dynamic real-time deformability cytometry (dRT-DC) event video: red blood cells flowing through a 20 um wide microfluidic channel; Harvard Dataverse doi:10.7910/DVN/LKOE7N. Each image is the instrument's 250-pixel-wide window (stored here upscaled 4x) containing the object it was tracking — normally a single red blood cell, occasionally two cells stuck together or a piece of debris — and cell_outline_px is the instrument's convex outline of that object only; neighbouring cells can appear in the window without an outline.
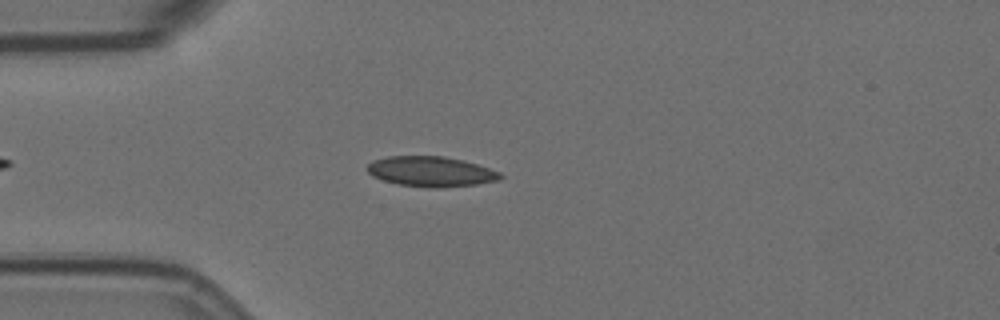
{"species": "Egyptian fruit bat (a non-hibernating species)", "species_latin": "Rousettus aegyptiacus", "temperature_condition": "room temperature", "stored_images_in_passage": 47, "camera_frame_rate_fps": 3000, "um_per_image_px": 0.085, "animal": {"sex": "female"}, "frame": {"image": 1, "passage_image": 9, "time_ms": 2.667, "image_size_px": [1000, 320], "cell_outline_px": [[504, 176], [500, 180], [476, 184], [440, 188], [428, 188], [400, 184], [384, 180], [372, 176], [364, 168], [372, 160], [388, 156], [444, 156], [464, 160], [500, 172]], "centroid_in_image_um": [36.62, 14.58], "position_along_channel_um": 48.4, "area_um2": 23.52}}
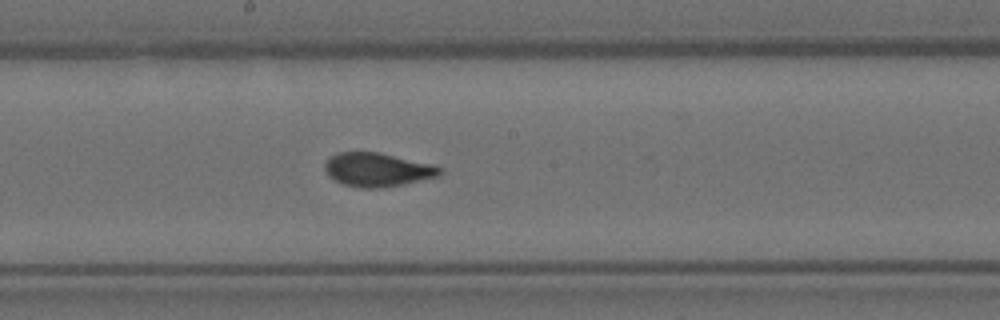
{"frame": {"image": 2, "passage_image": 24, "time_ms": 7.667, "image_size_px": [1000, 320], "cell_outline_px": [[444, 172], [440, 176], [404, 184], [380, 188], [360, 188], [344, 184], [328, 176], [324, 168], [324, 164], [328, 156], [336, 152], [380, 152], [432, 164], [444, 168]], "centroid_in_image_um": [32.09, 14.41], "position_along_channel_um": 216.1, "area_um2": 22.95}}
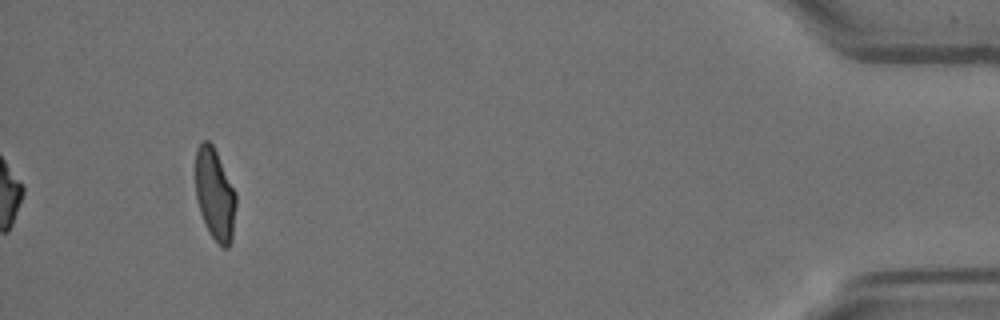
{"frame": {"image": 3, "passage_image": 47, "time_ms": 15.333, "image_size_px": [1000, 320], "cell_outline_px": [[236, 204], [232, 240], [228, 248], [224, 248], [208, 232], [200, 212], [196, 196], [196, 148], [204, 140], [208, 140], [212, 144], [236, 192]], "centroid_in_image_um": [18.27, 16.53], "position_along_channel_um": 416.9, "area_um2": 21.5}, "authors_computed_cell_mechanics": {"area_um2": 22.3108, "velocity_mm_per_s": 3.577, "shape_relaxation_time_tau1_ms": null, "shape_relaxation_time_tau2_ms": 0.8983, "deformation_change_tau1": null, "deformation_change_tau2": 0.0521}}